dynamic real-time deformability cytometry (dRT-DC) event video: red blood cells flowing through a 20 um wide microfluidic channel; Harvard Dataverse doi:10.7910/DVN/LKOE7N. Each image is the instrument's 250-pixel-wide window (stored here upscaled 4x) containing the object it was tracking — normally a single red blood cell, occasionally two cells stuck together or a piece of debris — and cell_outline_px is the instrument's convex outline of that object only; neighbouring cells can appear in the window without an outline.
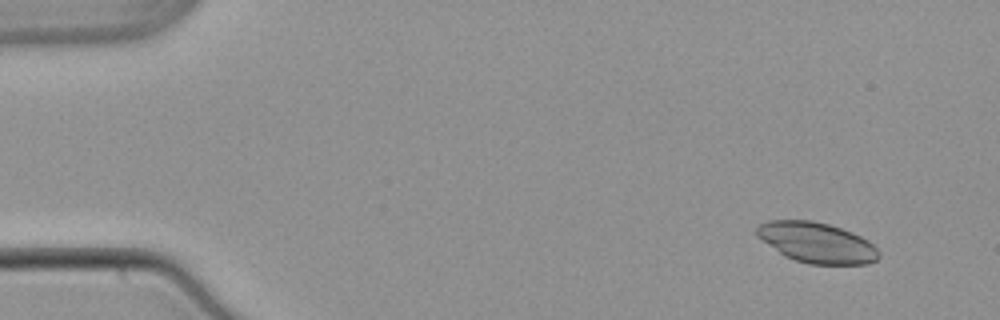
{"species": "common noctule bat (a hibernating species)", "species_latin": "Nyctalus noctula", "temperature_condition": "warm", "stored_images_in_passage": 14, "camera_frame_rate_fps": 3000, "um_per_image_px": 0.085, "animal": {"sex": "male", "body_mass_g": 21.5, "forearm_length_mm": 52.0}, "frame": {"image": 1, "passage_image": 5, "time_ms": 1.333, "image_size_px": [1000, 320], "cell_outline_px": [[880, 256], [876, 260], [868, 264], [808, 264], [784, 256], [756, 236], [756, 228], [760, 224], [768, 220], [812, 220], [828, 224], [852, 232], [868, 240], [880, 252]], "centroid_in_image_um": [69.42, 20.62], "position_along_channel_um": 15.6, "area_um2": 28.78}}